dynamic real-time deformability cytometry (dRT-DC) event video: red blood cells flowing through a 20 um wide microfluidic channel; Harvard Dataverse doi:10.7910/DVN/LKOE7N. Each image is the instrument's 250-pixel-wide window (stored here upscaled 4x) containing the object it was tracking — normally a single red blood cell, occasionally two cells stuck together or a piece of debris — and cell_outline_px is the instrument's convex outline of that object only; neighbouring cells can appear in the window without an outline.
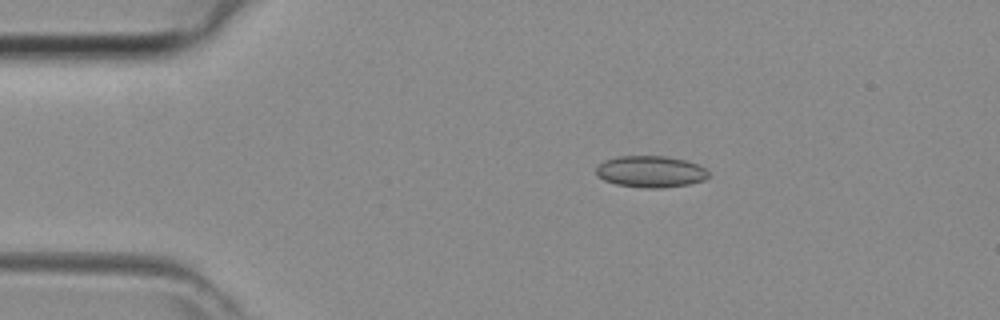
{"species": "common noctule bat (a hibernating species)", "species_latin": "Nyctalus noctula", "temperature_condition": "room temperature", "stored_images_in_passage": 36, "camera_frame_rate_fps": 3000, "um_per_image_px": 0.085, "animal": {"sex": "female", "body_mass_g": 29.2, "forearm_length_mm": 56.3}, "frame": {"image": 1, "passage_image": 1, "time_ms": 0.0, "image_size_px": [1000, 320], "cell_outline_px": [[708, 176], [704, 180], [688, 184], [664, 188], [644, 188], [616, 184], [604, 180], [596, 172], [596, 168], [604, 160], [616, 156], [664, 156], [684, 160], [696, 164], [704, 168], [708, 172]], "centroid_in_image_um": [55.29, 14.59], "position_along_channel_um": 29.7, "area_um2": 20.52}}
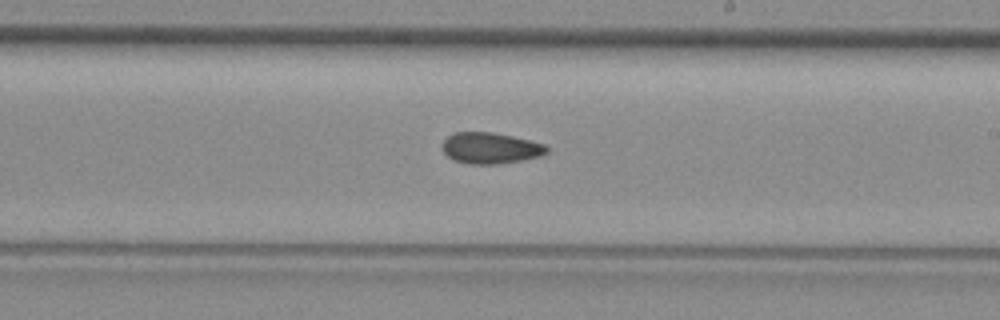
{"frame": {"image": 2, "passage_image": 18, "time_ms": 5.667, "image_size_px": [1000, 320], "cell_outline_px": [[548, 152], [540, 156], [520, 160], [496, 164], [468, 164], [452, 160], [440, 148], [440, 144], [448, 136], [456, 132], [492, 132], [532, 140], [544, 144], [548, 148]], "centroid_in_image_um": [41.65, 12.58], "position_along_channel_um": 247.3, "area_um2": 19.07}}
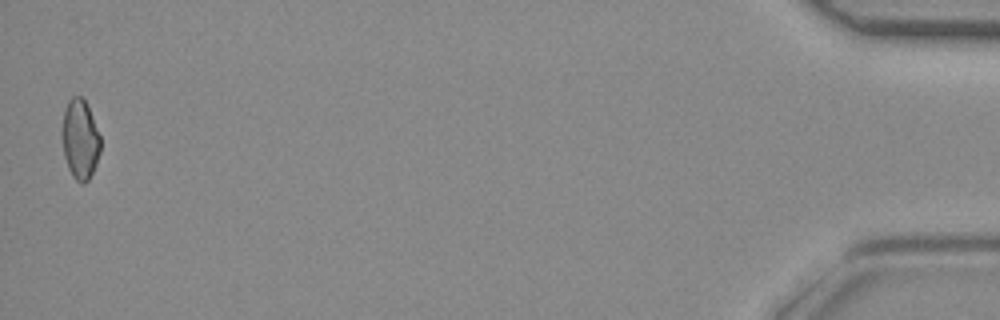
{"frame": {"image": 3, "passage_image": 36, "time_ms": 11.667, "image_size_px": [1000, 320], "cell_outline_px": [[100, 152], [96, 164], [88, 180], [84, 184], [80, 184], [72, 176], [68, 168], [64, 156], [60, 136], [60, 132], [64, 112], [68, 100], [72, 96], [80, 96], [84, 100], [88, 108], [100, 136]], "centroid_in_image_um": [6.77, 11.87], "position_along_channel_um": 428.4, "area_um2": 17.98}}